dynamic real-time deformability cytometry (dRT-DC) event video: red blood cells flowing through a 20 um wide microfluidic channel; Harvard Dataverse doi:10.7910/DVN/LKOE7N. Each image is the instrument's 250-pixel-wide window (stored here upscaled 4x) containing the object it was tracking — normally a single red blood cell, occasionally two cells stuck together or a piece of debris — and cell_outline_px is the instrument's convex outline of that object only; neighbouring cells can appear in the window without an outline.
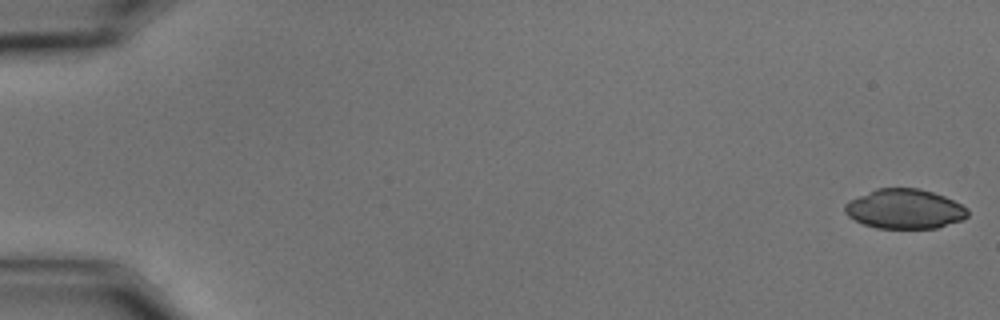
{"species": "common noctule bat (a hibernating species)", "species_latin": "Nyctalus noctula", "temperature_condition": "cold", "stored_images_in_passage": 58, "camera_frame_rate_fps": 3000, "um_per_image_px": 0.085, "animal": {"sex": "male", "body_mass_g": 15.6}, "frame": {"image": 1, "passage_image": 1, "time_ms": 0.0, "image_size_px": [1000, 320], "cell_outline_px": [[968, 216], [960, 220], [936, 228], [876, 228], [864, 224], [848, 216], [844, 212], [844, 204], [848, 200], [876, 188], [920, 188], [944, 196], [968, 208]], "centroid_in_image_um": [76.86, 17.75], "position_along_channel_um": 8.1, "area_um2": 28.32}}
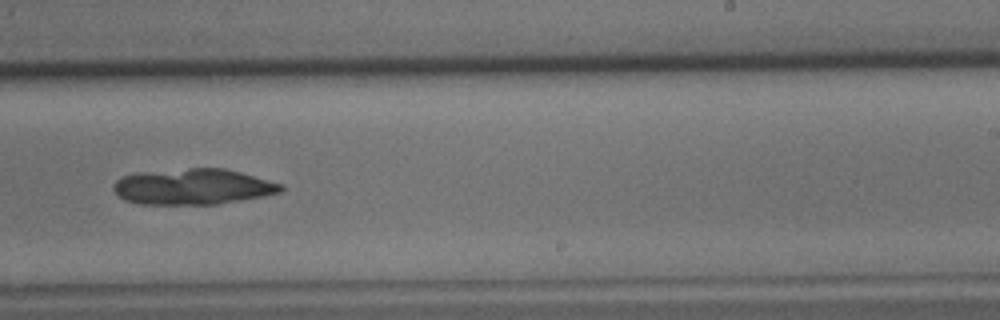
{"frame": {"image": 2, "passage_image": 37, "time_ms": 12.0, "image_size_px": [1000, 320], "cell_outline_px": [[284, 188], [280, 192], [264, 196], [220, 204], [140, 204], [124, 200], [112, 188], [116, 180], [124, 176], [136, 172], [188, 168], [224, 168], [240, 172], [284, 184]], "centroid_in_image_um": [16.41, 15.86], "position_along_channel_um": 272.6, "area_um2": 35.08}}
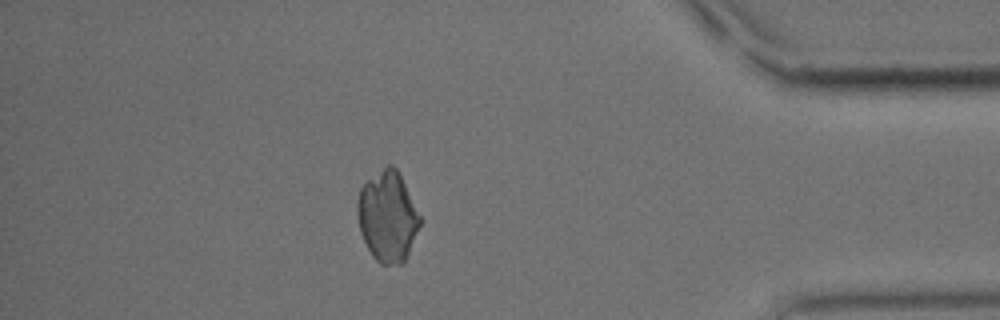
{"frame": {"image": 3, "passage_image": 51, "time_ms": 16.667, "image_size_px": [1000, 320], "cell_outline_px": [[420, 224], [408, 252], [404, 260], [400, 264], [380, 264], [372, 256], [360, 232], [356, 212], [356, 204], [360, 188], [368, 180], [388, 164], [392, 164], [396, 168], [420, 216]], "centroid_in_image_um": [32.9, 18.41], "position_along_channel_um": 402.3, "area_um2": 32.37}}